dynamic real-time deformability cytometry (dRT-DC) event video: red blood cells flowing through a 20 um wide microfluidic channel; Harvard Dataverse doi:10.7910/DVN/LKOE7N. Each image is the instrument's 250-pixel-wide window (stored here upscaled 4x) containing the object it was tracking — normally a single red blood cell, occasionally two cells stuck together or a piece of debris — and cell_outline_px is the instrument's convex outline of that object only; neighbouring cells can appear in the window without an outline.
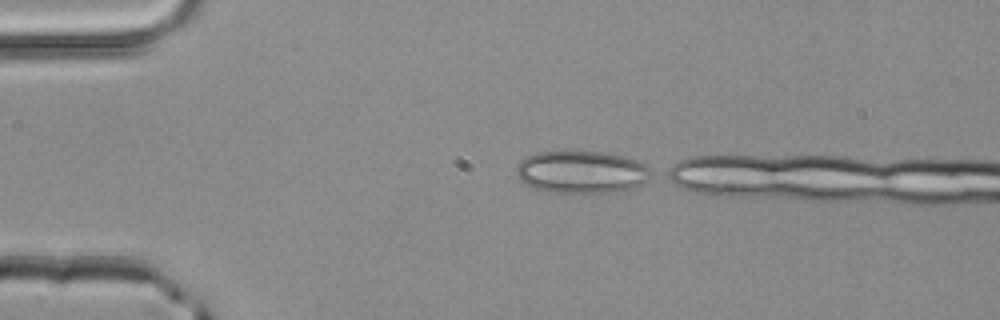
{"species": "common noctule bat (a hibernating species)", "species_latin": "Nyctalus noctula", "temperature_condition": "room temperature", "stored_images_in_passage": 2, "camera_frame_rate_fps": 3000, "um_per_image_px": 0.085, "animal": {"sex": "male", "body_mass_g": 20.4}, "frame": {"image": 1, "passage_image": 1, "time_ms": 0.0, "image_size_px": [1000, 320], "cell_outline_px": [[656, 176], [632, 188], [616, 192], [548, 192], [532, 188], [520, 180], [516, 176], [516, 168], [520, 160], [536, 152], [600, 152], [624, 156], [636, 160], [644, 164], [656, 172]], "centroid_in_image_um": [49.47, 14.63], "position_along_channel_um": 35.5, "area_um2": 33.52}}